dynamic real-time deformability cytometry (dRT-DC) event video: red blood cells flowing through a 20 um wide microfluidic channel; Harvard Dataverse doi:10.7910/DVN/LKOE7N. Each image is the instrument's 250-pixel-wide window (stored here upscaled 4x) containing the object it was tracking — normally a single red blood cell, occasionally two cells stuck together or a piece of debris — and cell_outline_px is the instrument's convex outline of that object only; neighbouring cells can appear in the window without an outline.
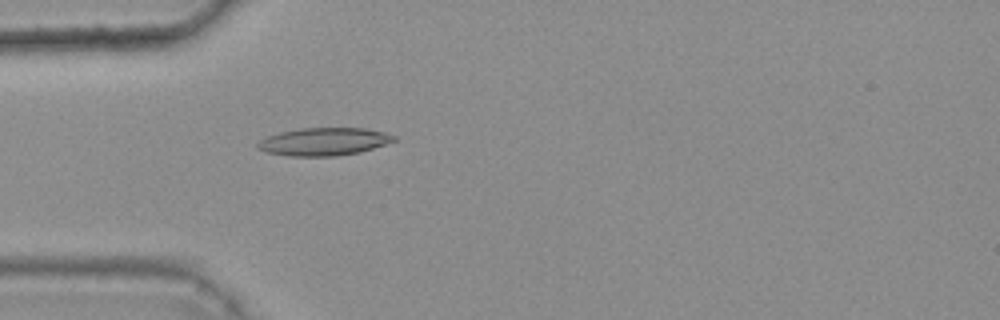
{"species": "common noctule bat (a hibernating species)", "species_latin": "Nyctalus noctula", "temperature_condition": "warm", "stored_images_in_passage": 10, "camera_frame_rate_fps": 3000, "um_per_image_px": 0.085, "animal": {"sex": "female", "body_mass_g": 25.1}, "frame": {"image": 1, "passage_image": 1, "time_ms": 0.0, "image_size_px": [1000, 320], "cell_outline_px": [[396, 140], [360, 152], [336, 156], [288, 156], [264, 152], [256, 148], [256, 144], [260, 140], [268, 136], [280, 132], [300, 128], [368, 128], [384, 132], [396, 136]], "centroid_in_image_um": [27.5, 12.04], "position_along_channel_um": 57.5, "area_um2": 22.14}}
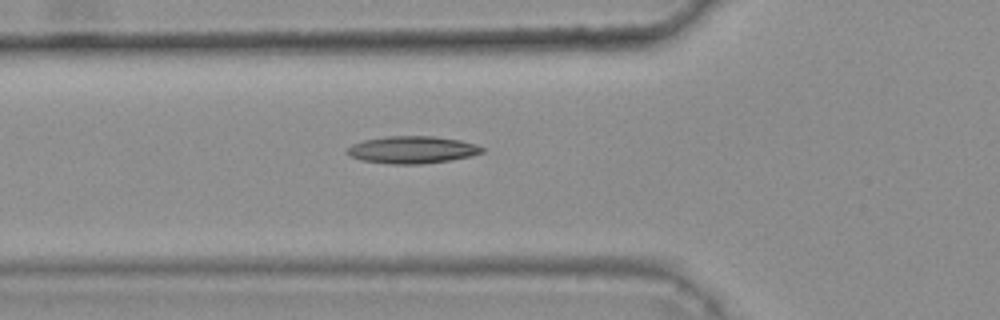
{"frame": {"image": 2, "passage_image": 4, "time_ms": 1.0, "image_size_px": [1000, 320], "cell_outline_px": [[484, 152], [472, 156], [448, 160], [420, 164], [392, 164], [364, 160], [348, 156], [348, 148], [352, 144], [364, 140], [388, 136], [432, 136], [460, 140], [476, 144], [484, 148]], "centroid_in_image_um": [35.06, 12.72], "position_along_channel_um": 90.7, "area_um2": 21.27}}